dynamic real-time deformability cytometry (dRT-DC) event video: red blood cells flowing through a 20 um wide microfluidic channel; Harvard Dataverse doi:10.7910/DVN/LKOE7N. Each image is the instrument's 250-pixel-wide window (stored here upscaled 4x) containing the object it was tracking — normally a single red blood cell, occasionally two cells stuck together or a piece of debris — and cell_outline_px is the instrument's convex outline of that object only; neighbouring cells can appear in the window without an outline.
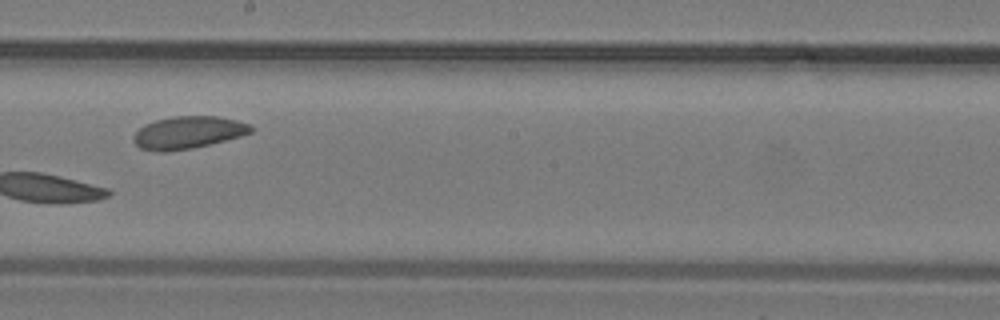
{"species": "common noctule bat (a hibernating species)", "species_latin": "Nyctalus noctula", "temperature_condition": "warm", "stored_images_in_passage": 24, "camera_frame_rate_fps": 3000, "um_per_image_px": 0.085, "animal": {"sex": "male", "body_mass_g": 19.2, "forearm_length_mm": 51.8}, "frame": {"image": 1, "passage_image": 11, "time_ms": 3.333, "image_size_px": [1000, 320], "cell_outline_px": [[256, 128], [252, 132], [240, 136], [192, 148], [164, 152], [160, 152], [140, 148], [132, 140], [136, 132], [144, 124], [156, 120], [176, 116], [216, 116], [236, 120], [248, 124]], "centroid_in_image_um": [15.98, 11.26], "position_along_channel_um": 232.2, "area_um2": 21.96}}